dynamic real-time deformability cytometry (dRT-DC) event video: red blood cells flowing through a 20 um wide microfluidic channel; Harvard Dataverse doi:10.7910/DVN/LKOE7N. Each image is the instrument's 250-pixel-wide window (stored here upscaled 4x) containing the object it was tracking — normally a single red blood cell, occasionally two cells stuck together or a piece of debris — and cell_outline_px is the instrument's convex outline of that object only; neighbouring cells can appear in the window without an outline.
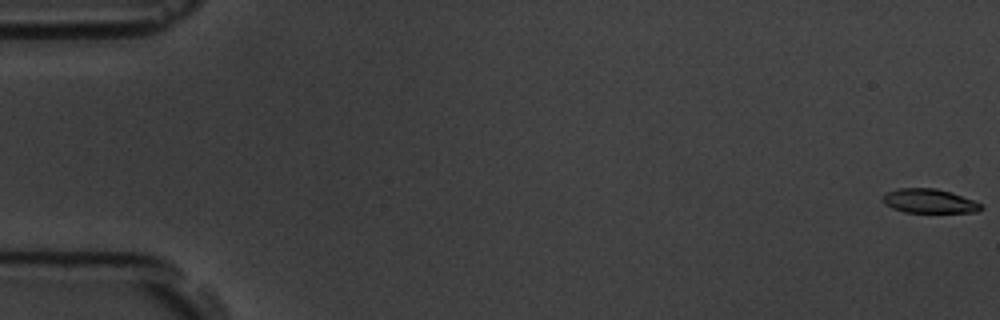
{"species": "common noctule bat (a hibernating species)", "species_latin": "Nyctalus noctula", "temperature_condition": "room temperature", "stored_images_in_passage": 6, "segment_of_instrument_passage": [1, 2], "camera_frame_rate_fps": 3000, "um_per_image_px": 0.085, "animal": {"sex": "male", "body_mass_g": 19.5, "forearm_length_mm": 54.6}, "frame": {"image": 1, "passage_image": 1, "time_ms": 0.0, "image_size_px": [1000, 320], "cell_outline_px": [[984, 208], [976, 212], [904, 212], [892, 208], [884, 204], [880, 200], [888, 192], [900, 188], [936, 188], [952, 192], [976, 200], [984, 204]], "centroid_in_image_um": [79.04, 17.09], "position_along_channel_um": 6.0, "area_um2": 14.05}}
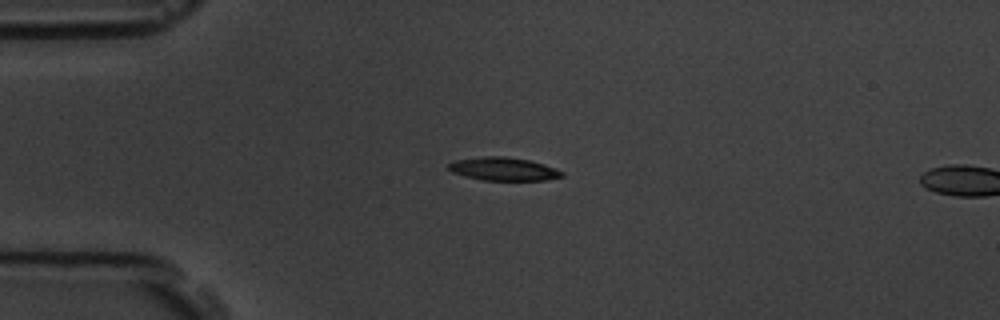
{"frame": {"image": 2, "passage_image": 5, "time_ms": 4.667, "image_size_px": [1000, 320], "cell_outline_px": [[564, 176], [548, 180], [484, 180], [464, 176], [452, 172], [448, 168], [448, 164], [456, 160], [484, 156], [504, 156], [528, 160], [544, 164], [564, 172]], "centroid_in_image_um": [42.81, 14.36], "position_along_channel_um": 42.2, "area_um2": 15.26}}